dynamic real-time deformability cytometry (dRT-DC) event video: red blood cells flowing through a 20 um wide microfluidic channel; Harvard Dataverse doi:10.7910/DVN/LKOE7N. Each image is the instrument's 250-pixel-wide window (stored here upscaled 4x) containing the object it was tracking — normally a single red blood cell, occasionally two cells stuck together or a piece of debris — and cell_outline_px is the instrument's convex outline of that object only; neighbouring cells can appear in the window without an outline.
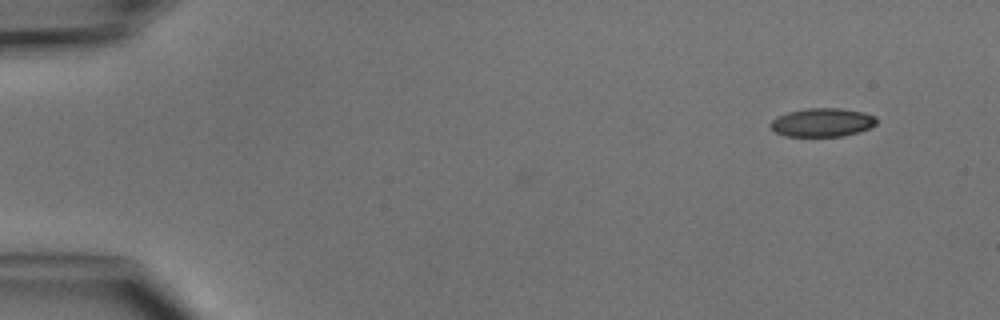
{"species": "common noctule bat (a hibernating species)", "species_latin": "Nyctalus noctula", "temperature_condition": "cold", "stored_images_in_passage": 4, "camera_frame_rate_fps": 3000, "um_per_image_px": 0.085, "animal": {"sex": "male", "body_mass_g": 15.6}, "frame": {"image": 1, "passage_image": 1, "time_ms": 0.0, "image_size_px": [1000, 320], "cell_outline_px": [[876, 124], [860, 132], [844, 136], [784, 136], [776, 132], [768, 124], [776, 116], [788, 112], [808, 108], [840, 108], [864, 112], [876, 116]], "centroid_in_image_um": [69.89, 10.4], "position_along_channel_um": 15.1, "area_um2": 17.74}}
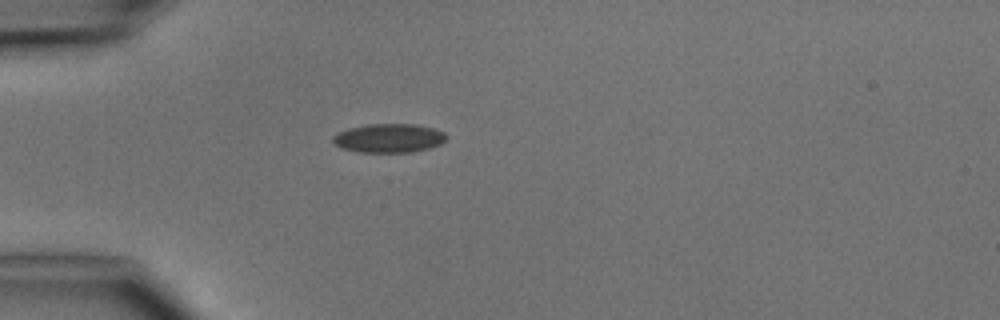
{"frame": {"image": 2, "passage_image": 4, "time_ms": 3.333, "image_size_px": [1000, 320], "cell_outline_px": [[448, 136], [440, 144], [428, 148], [412, 152], [360, 152], [340, 148], [332, 140], [332, 136], [348, 128], [368, 124], [416, 124], [432, 128], [444, 132]], "centroid_in_image_um": [33.05, 11.74], "position_along_channel_um": 52.0, "area_um2": 19.02}}